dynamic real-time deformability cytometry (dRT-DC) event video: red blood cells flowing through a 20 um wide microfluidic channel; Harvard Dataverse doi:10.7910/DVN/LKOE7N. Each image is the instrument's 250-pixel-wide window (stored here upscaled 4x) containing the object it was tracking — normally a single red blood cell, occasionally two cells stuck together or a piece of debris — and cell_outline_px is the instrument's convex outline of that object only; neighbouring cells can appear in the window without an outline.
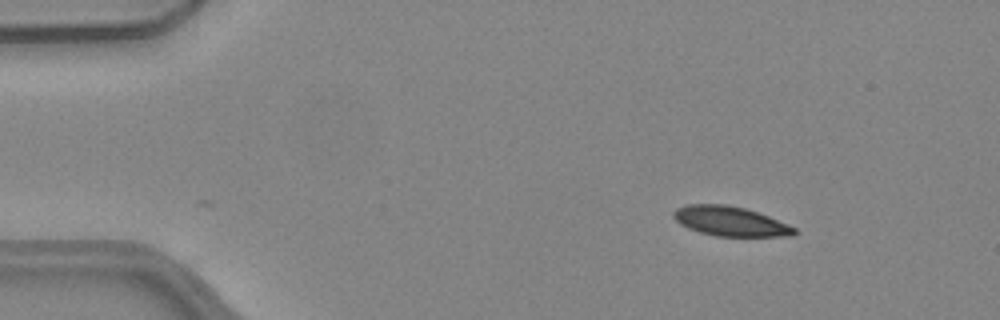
{"species": "common noctule bat (a hibernating species)", "species_latin": "Nyctalus noctula", "temperature_condition": "warm", "stored_images_in_passage": 46, "camera_frame_rate_fps": 3000, "um_per_image_px": 0.085, "animal": {"sex": "female", "body_mass_g": 24.6, "forearm_length_mm": 56.2}, "frame": {"image": 1, "passage_image": 1, "time_ms": 0.0, "image_size_px": [1000, 320], "cell_outline_px": [[796, 232], [792, 236], [716, 236], [700, 232], [688, 228], [680, 224], [672, 216], [672, 212], [676, 208], [688, 204], [724, 204], [744, 208], [768, 216], [788, 224], [796, 228]], "centroid_in_image_um": [62.04, 18.8], "position_along_channel_um": 23.0, "area_um2": 20.75}}
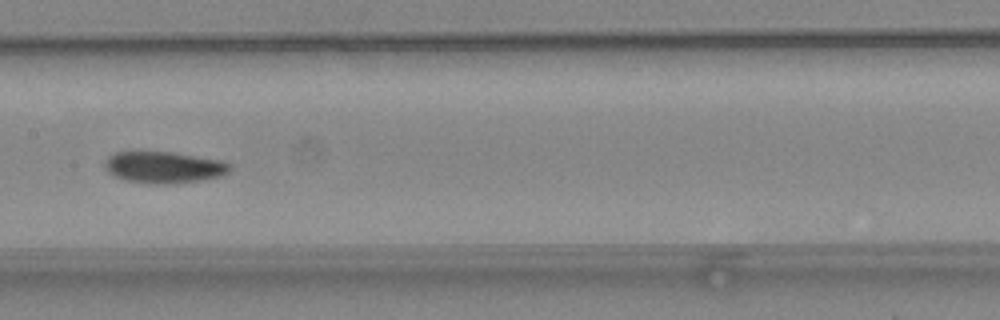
{"frame": {"image": 2, "passage_image": 20, "time_ms": 6.333, "image_size_px": [1000, 320], "cell_outline_px": [[232, 168], [224, 176], [204, 180], [168, 184], [148, 184], [124, 180], [112, 176], [104, 168], [104, 164], [108, 156], [112, 152], [172, 152], [224, 160], [232, 164]], "centroid_in_image_um": [13.96, 14.23], "position_along_channel_um": 193.4, "area_um2": 23.58}}
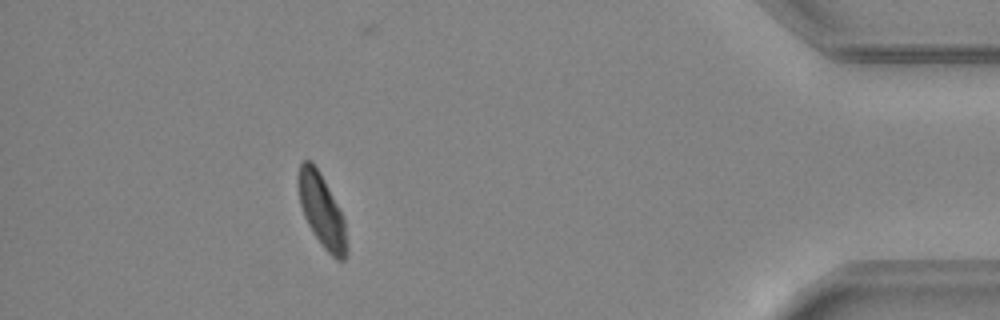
{"frame": {"image": 3, "passage_image": 40, "time_ms": 13.0, "image_size_px": [1000, 320], "cell_outline_px": [[348, 252], [344, 260], [336, 260], [324, 248], [312, 232], [304, 216], [300, 204], [296, 184], [296, 176], [300, 164], [304, 160], [312, 160], [320, 172], [344, 216], [348, 248]], "centroid_in_image_um": [27.34, 17.88], "position_along_channel_um": 407.9, "area_um2": 21.1}, "authors_computed_cell_mechanics": {"area_um2": 22.253, "velocity_mm_per_s": 4.0257, "shape_relaxation_time_tau1_ms": 4.0023, "shape_relaxation_time_tau2_ms": null, "deformation_change_tau1": 0.1146, "deformation_change_tau2": null}}